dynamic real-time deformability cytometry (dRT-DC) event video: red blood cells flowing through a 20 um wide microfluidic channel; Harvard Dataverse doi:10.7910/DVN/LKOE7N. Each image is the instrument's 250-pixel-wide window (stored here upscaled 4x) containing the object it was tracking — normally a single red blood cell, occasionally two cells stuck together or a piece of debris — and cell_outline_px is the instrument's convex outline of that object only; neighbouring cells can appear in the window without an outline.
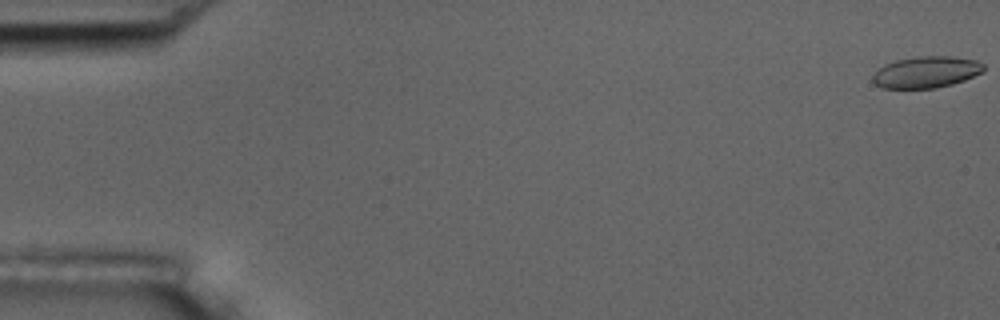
{"species": "common noctule bat (a hibernating species)", "species_latin": "Nyctalus noctula", "temperature_condition": "room temperature", "stored_images_in_passage": 56, "camera_frame_rate_fps": 3000, "um_per_image_px": 0.085, "animal": {"sex": "male", "body_mass_g": 17.5, "forearm_length_mm": 52.3}, "frame": {"image": 1, "passage_image": 1, "time_ms": 0.0, "image_size_px": [1000, 320], "cell_outline_px": [[984, 72], [964, 80], [952, 84], [936, 88], [884, 88], [876, 84], [872, 80], [872, 76], [884, 64], [896, 60], [916, 56], [948, 56], [976, 60], [984, 64]], "centroid_in_image_um": [78.75, 6.12], "position_along_channel_um": 6.3, "area_um2": 20.35}}
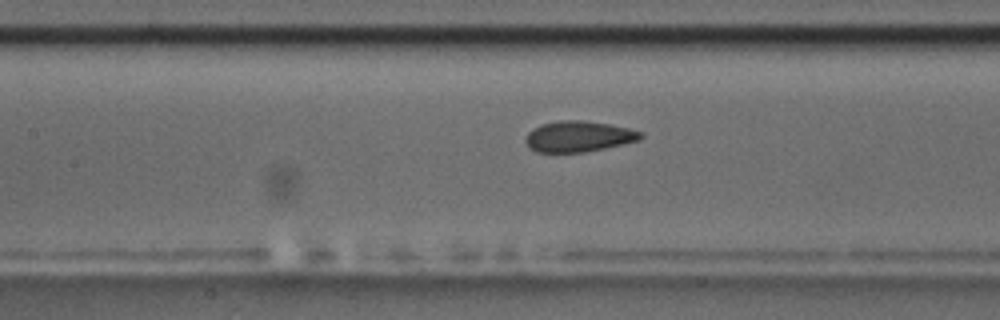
{"frame": {"image": 2, "passage_image": 26, "time_ms": 8.333, "image_size_px": [1000, 320], "cell_outline_px": [[644, 136], [640, 140], [604, 148], [584, 152], [536, 152], [528, 148], [524, 140], [528, 132], [532, 128], [540, 124], [560, 120], [584, 120], [608, 124], [628, 128], [644, 132]], "centroid_in_image_um": [49.15, 11.59], "position_along_channel_um": 158.2, "area_um2": 20.87}}
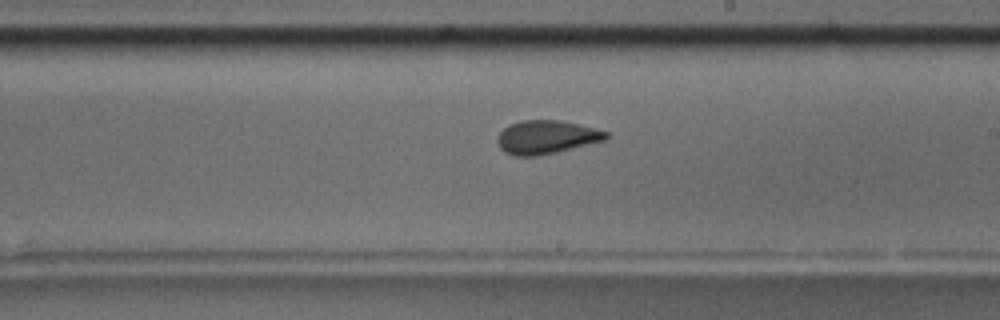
{"frame": {"image": 3, "passage_image": 33, "time_ms": 10.667, "image_size_px": [1000, 320], "cell_outline_px": [[608, 136], [604, 140], [536, 156], [516, 156], [504, 152], [500, 148], [496, 140], [496, 136], [508, 124], [520, 120], [560, 120], [608, 132]], "centroid_in_image_um": [46.35, 11.64], "position_along_channel_um": 242.7, "area_um2": 20.87}, "authors_computed_cell_mechanics": {"area_um2": 21.097, "velocity_mm_per_s": 3.6386, "shape_relaxation_time_tau1_ms": 6.5742, "shape_relaxation_time_tau2_ms": 1.5911, "deformation_change_tau1": 0.14, "deformation_change_tau2": 0.0776}}